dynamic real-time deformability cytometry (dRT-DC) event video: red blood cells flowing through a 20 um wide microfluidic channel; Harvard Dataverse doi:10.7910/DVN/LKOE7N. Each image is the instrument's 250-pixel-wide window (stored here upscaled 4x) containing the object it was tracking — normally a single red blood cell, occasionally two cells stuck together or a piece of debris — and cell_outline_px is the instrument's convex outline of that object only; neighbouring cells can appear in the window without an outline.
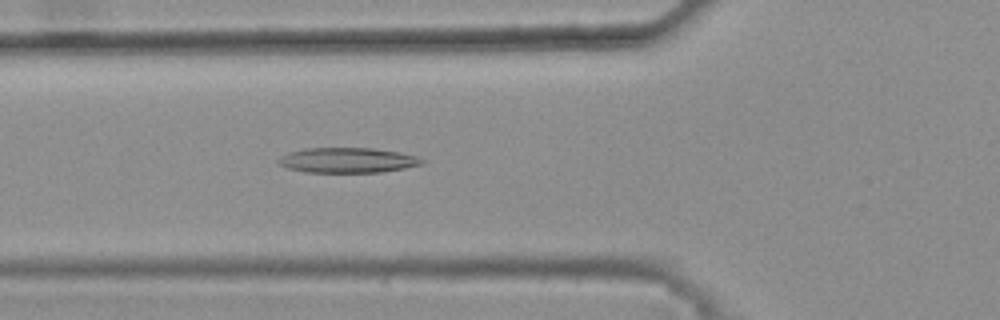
{"species": "common noctule bat (a hibernating species)", "species_latin": "Nyctalus noctula", "temperature_condition": "warm", "stored_images_in_passage": 46, "camera_frame_rate_fps": 3000, "um_per_image_px": 0.085, "animal": {"sex": "female", "body_mass_g": 25.1}, "frame": {"image": 1, "passage_image": 19, "time_ms": 6.0, "image_size_px": [1000, 320], "cell_outline_px": [[424, 164], [404, 168], [380, 172], [304, 172], [288, 168], [280, 164], [276, 160], [288, 152], [304, 148], [372, 148], [400, 152], [416, 156], [424, 160]], "centroid_in_image_um": [29.54, 13.61], "position_along_channel_um": 96.3, "area_um2": 20.98}}
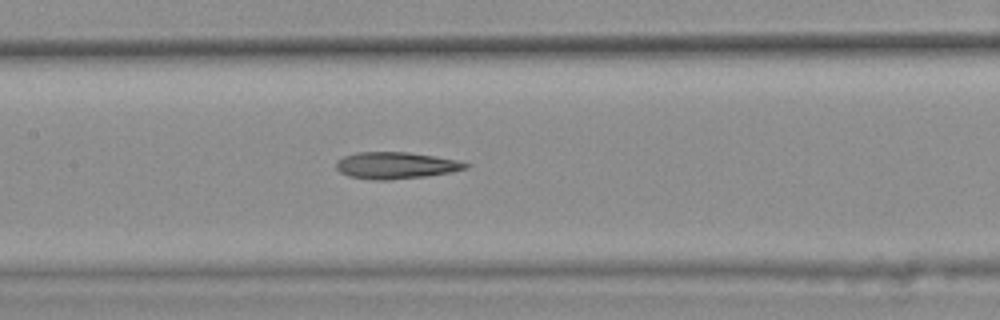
{"frame": {"image": 2, "passage_image": 25, "time_ms": 8.0, "image_size_px": [1000, 320], "cell_outline_px": [[472, 164], [468, 168], [452, 172], [424, 176], [388, 180], [376, 180], [348, 176], [340, 172], [336, 168], [336, 160], [344, 156], [356, 152], [408, 152], [456, 160]], "centroid_in_image_um": [33.63, 14.06], "position_along_channel_um": 173.8, "area_um2": 20.11}}
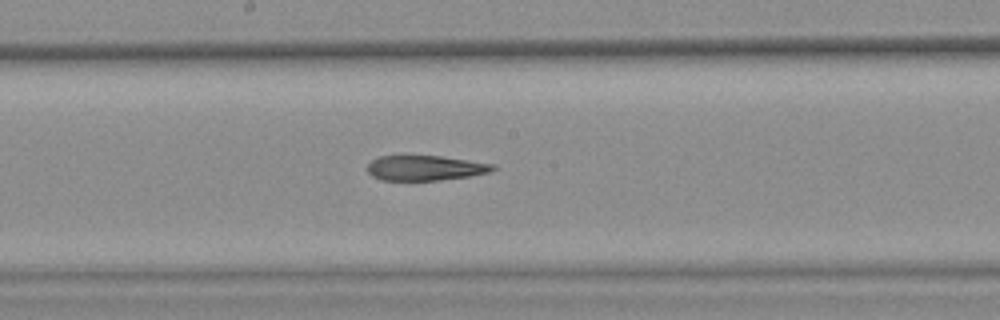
{"frame": {"image": 3, "passage_image": 28, "time_ms": 9.0, "image_size_px": [1000, 320], "cell_outline_px": [[496, 168], [492, 172], [468, 176], [440, 180], [380, 180], [372, 176], [368, 172], [368, 164], [372, 160], [380, 156], [400, 152], [440, 156], [496, 164]], "centroid_in_image_um": [36.1, 14.23], "position_along_channel_um": 212.1, "area_um2": 19.13}, "authors_computed_cell_mechanics": {"area_um2": 20.3456, "velocity_mm_per_s": 3.8542, "shape_relaxation_time_tau1_ms": null, "shape_relaxation_time_tau2_ms": 5.2081, "deformation_change_tau1": null, "deformation_change_tau2": 0.1805}}